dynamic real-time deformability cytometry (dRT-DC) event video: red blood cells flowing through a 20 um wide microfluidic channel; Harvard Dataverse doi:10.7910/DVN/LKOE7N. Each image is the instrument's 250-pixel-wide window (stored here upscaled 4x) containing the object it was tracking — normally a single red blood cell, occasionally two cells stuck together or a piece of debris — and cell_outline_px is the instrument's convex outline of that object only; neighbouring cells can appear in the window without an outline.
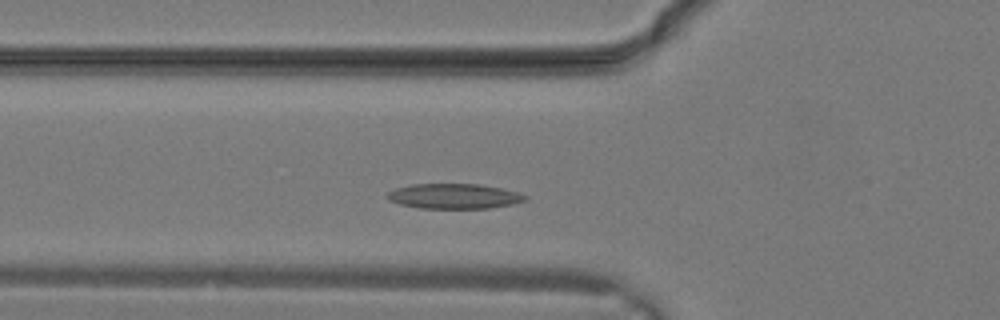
{"species": "common noctule bat (a hibernating species)", "species_latin": "Nyctalus noctula", "temperature_condition": "warm", "stored_images_in_passage": 22, "camera_frame_rate_fps": 3000, "um_per_image_px": 0.085, "animal": {"sex": "male", "body_mass_g": 19.2, "forearm_length_mm": 51.8}, "frame": {"image": 1, "passage_image": 3, "time_ms": 0.667, "image_size_px": [1000, 320], "cell_outline_px": [[528, 200], [516, 204], [488, 208], [420, 208], [400, 204], [388, 200], [384, 196], [388, 192], [396, 188], [412, 184], [480, 184], [500, 188], [516, 192], [528, 196]], "centroid_in_image_um": [38.6, 16.68], "position_along_channel_um": 87.2, "area_um2": 20.23}}
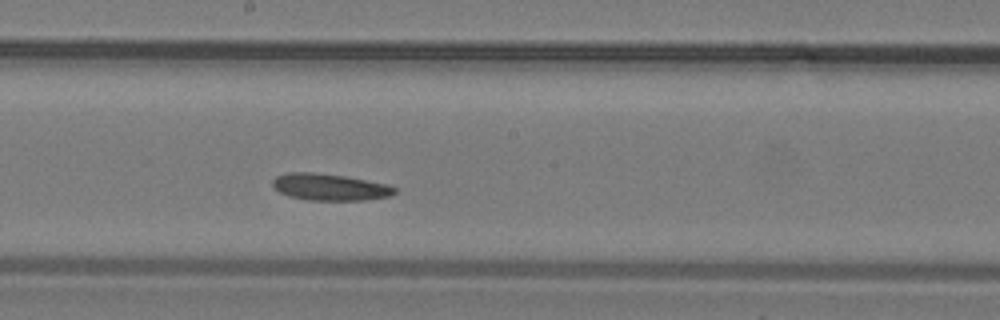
{"frame": {"image": 2, "passage_image": 9, "time_ms": 2.667, "image_size_px": [1000, 320], "cell_outline_px": [[396, 192], [388, 196], [364, 200], [308, 200], [288, 196], [280, 192], [272, 184], [272, 180], [276, 176], [288, 172], [312, 172], [344, 176], [388, 184], [396, 188]], "centroid_in_image_um": [28.01, 15.9], "position_along_channel_um": 220.2, "area_um2": 18.9}}
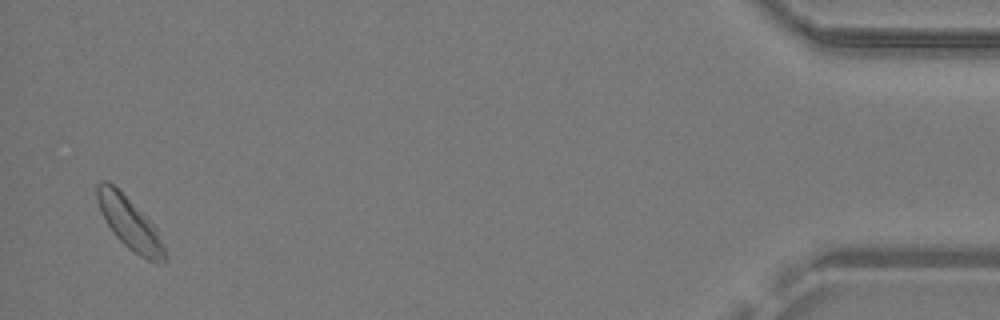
{"frame": {"image": 3, "passage_image": 22, "time_ms": 7.0, "image_size_px": [1000, 320], "cell_outline_px": [[168, 260], [164, 264], [156, 264], [140, 256], [128, 248], [112, 232], [104, 220], [100, 212], [96, 200], [96, 184], [100, 180], [108, 180], [156, 228], [168, 256]], "centroid_in_image_um": [11.01, 19.03], "position_along_channel_um": 424.2, "area_um2": 20.35}}